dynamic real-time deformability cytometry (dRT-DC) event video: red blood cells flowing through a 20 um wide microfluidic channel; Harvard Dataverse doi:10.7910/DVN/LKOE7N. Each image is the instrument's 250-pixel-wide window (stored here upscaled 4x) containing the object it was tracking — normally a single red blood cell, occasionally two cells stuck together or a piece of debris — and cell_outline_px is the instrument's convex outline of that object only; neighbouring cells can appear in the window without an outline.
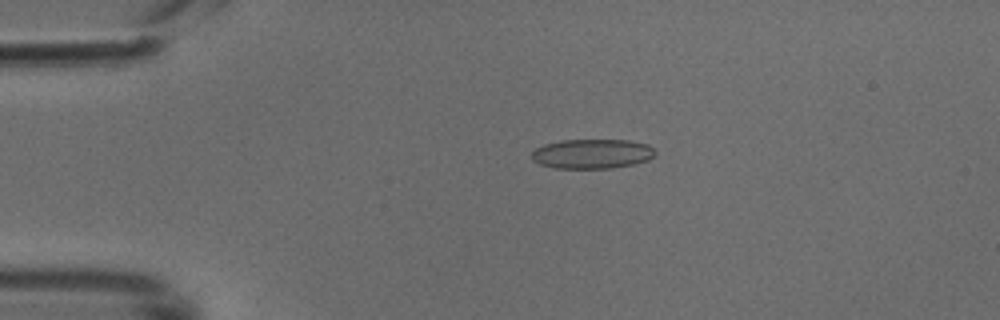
{"species": "common noctule bat (a hibernating species)", "species_latin": "Nyctalus noctula", "temperature_condition": "cold", "stored_images_in_passage": 49, "camera_frame_rate_fps": 3000, "um_per_image_px": 0.085, "animal": {"sex": "male", "body_mass_g": 18.8}, "frame": {"image": 1, "passage_image": 11, "time_ms": 3.333, "image_size_px": [1000, 320], "cell_outline_px": [[656, 152], [648, 160], [632, 164], [612, 168], [552, 168], [540, 164], [532, 160], [532, 152], [536, 148], [544, 144], [560, 140], [628, 140], [648, 144]], "centroid_in_image_um": [50.3, 13.07], "position_along_channel_um": 34.7, "area_um2": 21.27}}
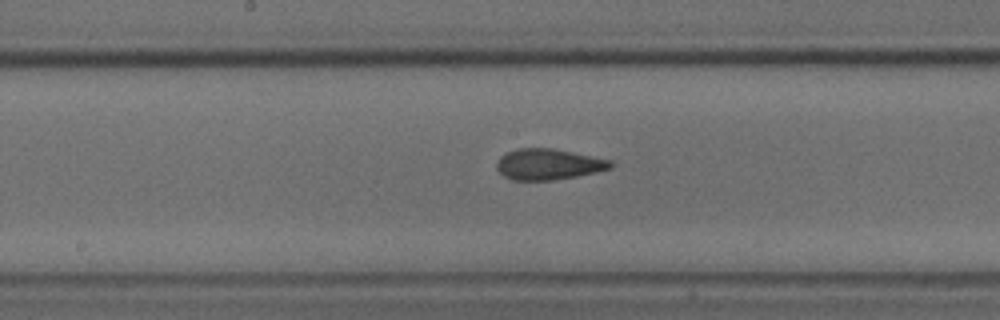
{"frame": {"image": 2, "passage_image": 26, "time_ms": 8.333, "image_size_px": [1000, 320], "cell_outline_px": [[612, 168], [596, 172], [576, 176], [552, 180], [512, 180], [504, 176], [496, 168], [496, 164], [500, 156], [504, 152], [516, 148], [552, 148], [612, 160]], "centroid_in_image_um": [46.58, 13.95], "position_along_channel_um": 201.6, "area_um2": 20.58}}
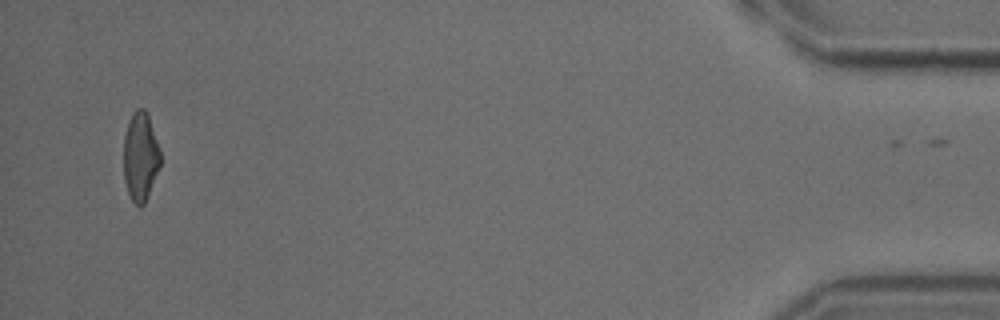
{"frame": {"image": 3, "passage_image": 48, "time_ms": 15.667, "image_size_px": [1000, 320], "cell_outline_px": [[160, 164], [144, 204], [140, 208], [132, 200], [128, 192], [124, 180], [124, 136], [132, 112], [136, 108], [144, 108], [148, 116], [160, 148]], "centroid_in_image_um": [11.93, 13.29], "position_along_channel_um": 423.3, "area_um2": 18.79}}